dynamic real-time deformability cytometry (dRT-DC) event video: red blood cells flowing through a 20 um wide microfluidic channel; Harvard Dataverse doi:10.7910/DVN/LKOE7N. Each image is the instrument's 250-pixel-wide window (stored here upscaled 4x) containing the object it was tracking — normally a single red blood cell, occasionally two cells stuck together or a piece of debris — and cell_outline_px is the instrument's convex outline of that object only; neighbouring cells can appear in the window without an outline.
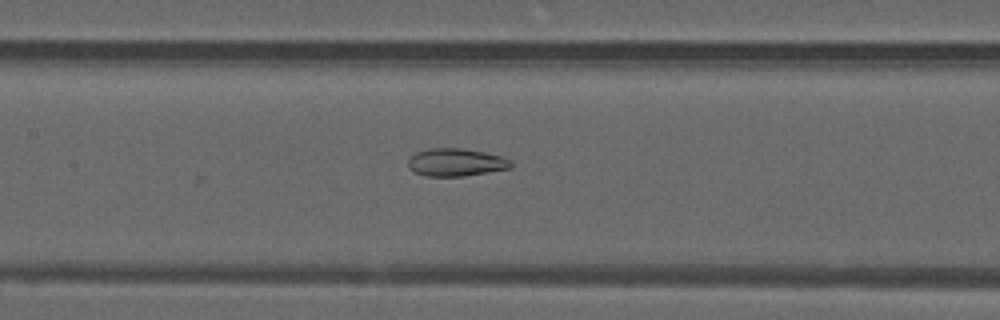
{"species": "common noctule bat (a hibernating species)", "species_latin": "Nyctalus noctula", "temperature_condition": "warm", "stored_images_in_passage": 14, "camera_frame_rate_fps": 3000, "um_per_image_px": 0.085, "animal": {"sex": "male", "forearm_length_mm": 52.5}, "frame": {"image": 1, "passage_image": 10, "time_ms": 3.0, "image_size_px": [1000, 320], "cell_outline_px": [[512, 168], [464, 176], [424, 176], [408, 168], [408, 160], [416, 152], [428, 148], [460, 148], [484, 152], [504, 156], [512, 160]], "centroid_in_image_um": [38.78, 13.79], "position_along_channel_um": 168.6, "area_um2": 16.76}}
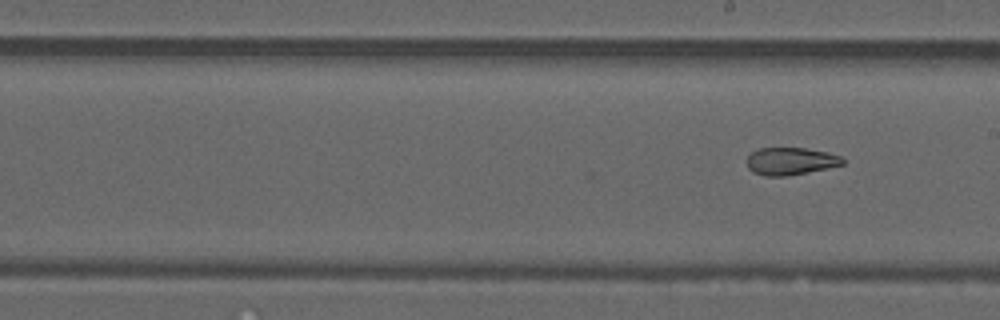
{"frame": {"image": 2, "passage_image": 14, "time_ms": 4.333, "image_size_px": [1000, 320], "cell_outline_px": [[844, 164], [808, 172], [788, 176], [764, 176], [752, 172], [748, 168], [748, 156], [752, 152], [760, 148], [804, 148], [828, 152], [844, 156]], "centroid_in_image_um": [67.22, 13.7], "position_along_channel_um": 221.8, "area_um2": 15.37}}